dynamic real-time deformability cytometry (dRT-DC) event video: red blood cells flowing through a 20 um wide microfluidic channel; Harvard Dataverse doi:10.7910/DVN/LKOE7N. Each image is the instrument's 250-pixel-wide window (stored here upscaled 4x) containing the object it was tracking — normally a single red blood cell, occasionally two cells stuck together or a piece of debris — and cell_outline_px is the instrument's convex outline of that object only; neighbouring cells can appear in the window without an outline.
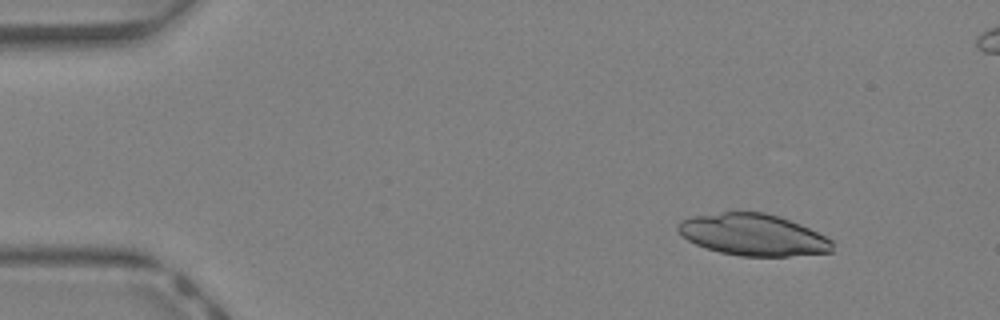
{"species": "Egyptian fruit bat (a non-hibernating species)", "species_latin": "Rousettus aegyptiacus", "temperature_condition": "warm", "stored_images_in_passage": 20, "camera_frame_rate_fps": 3000, "um_per_image_px": 0.085, "animal": {"sex": "female"}, "frame": {"image": 1, "passage_image": 4, "time_ms": 1.0, "image_size_px": [1000, 320], "cell_outline_px": [[832, 252], [788, 256], [740, 256], [720, 252], [696, 244], [688, 240], [676, 228], [676, 224], [680, 220], [692, 216], [724, 212], [764, 212], [780, 216], [800, 224], [832, 240]], "centroid_in_image_um": [64.0, 19.95], "position_along_channel_um": 21.0, "area_um2": 37.28}}